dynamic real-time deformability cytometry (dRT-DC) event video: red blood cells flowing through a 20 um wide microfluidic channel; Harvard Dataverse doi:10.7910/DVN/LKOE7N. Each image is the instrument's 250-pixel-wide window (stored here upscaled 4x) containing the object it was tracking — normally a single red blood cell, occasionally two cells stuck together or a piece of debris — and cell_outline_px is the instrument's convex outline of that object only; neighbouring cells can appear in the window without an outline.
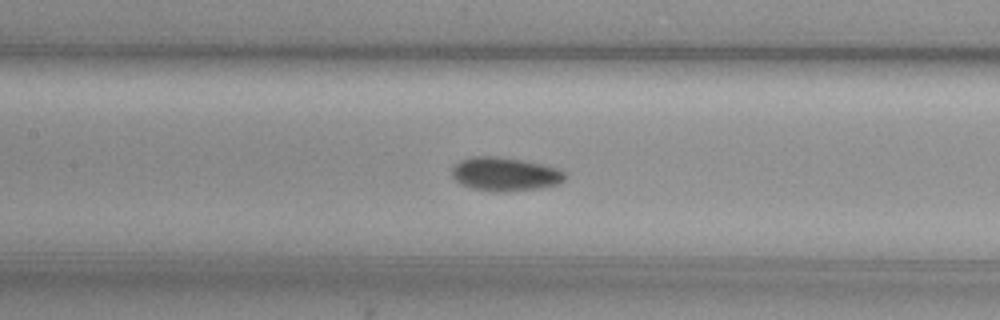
{"species": "common noctule bat (a hibernating species)", "species_latin": "Nyctalus noctula", "temperature_condition": "cold", "stored_images_in_passage": 38, "camera_frame_rate_fps": 3000, "um_per_image_px": 0.085, "animal": {"sex": "female", "body_mass_g": 29.2, "forearm_length_mm": 56.3}, "frame": {"image": 1, "passage_image": 8, "time_ms": 2.333, "image_size_px": [1000, 320], "cell_outline_px": [[568, 176], [560, 184], [540, 188], [504, 192], [496, 192], [472, 188], [460, 184], [452, 176], [452, 168], [460, 160], [472, 156], [496, 156], [524, 160], [544, 164], [560, 168], [568, 172]], "centroid_in_image_um": [42.99, 14.79], "position_along_channel_um": 164.4, "area_um2": 22.66}}
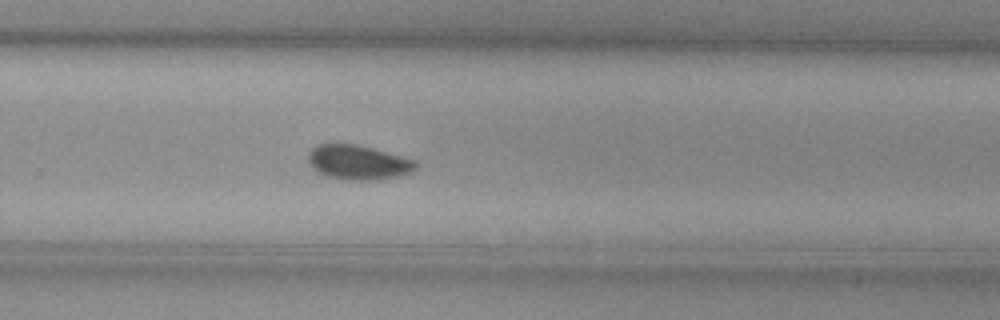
{"frame": {"image": 2, "passage_image": 19, "time_ms": 6.0, "image_size_px": [1000, 320], "cell_outline_px": [[416, 168], [412, 172], [400, 176], [380, 180], [344, 180], [324, 176], [316, 172], [308, 164], [308, 152], [316, 144], [356, 144], [372, 148], [400, 156], [412, 160], [416, 164]], "centroid_in_image_um": [30.38, 13.82], "position_along_channel_um": 299.4, "area_um2": 21.85}}
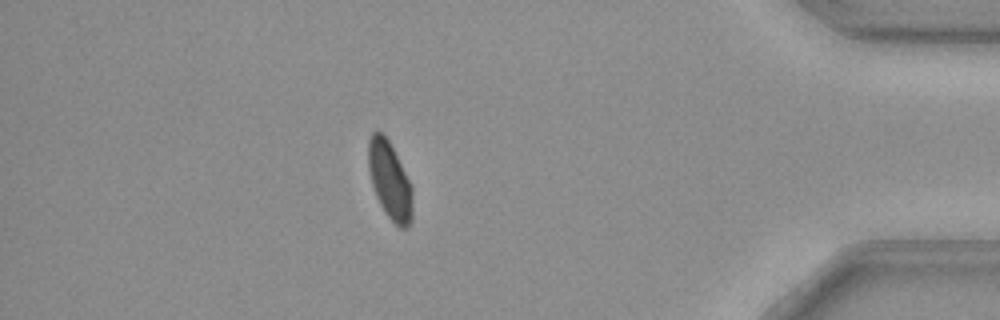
{"frame": {"image": 3, "passage_image": 31, "time_ms": 10.0, "image_size_px": [1000, 320], "cell_outline_px": [[412, 220], [408, 228], [400, 228], [388, 216], [380, 204], [376, 196], [372, 184], [368, 168], [368, 140], [372, 132], [380, 132], [388, 140], [412, 184]], "centroid_in_image_um": [33.14, 15.36], "position_along_channel_um": 402.1, "area_um2": 19.88}}